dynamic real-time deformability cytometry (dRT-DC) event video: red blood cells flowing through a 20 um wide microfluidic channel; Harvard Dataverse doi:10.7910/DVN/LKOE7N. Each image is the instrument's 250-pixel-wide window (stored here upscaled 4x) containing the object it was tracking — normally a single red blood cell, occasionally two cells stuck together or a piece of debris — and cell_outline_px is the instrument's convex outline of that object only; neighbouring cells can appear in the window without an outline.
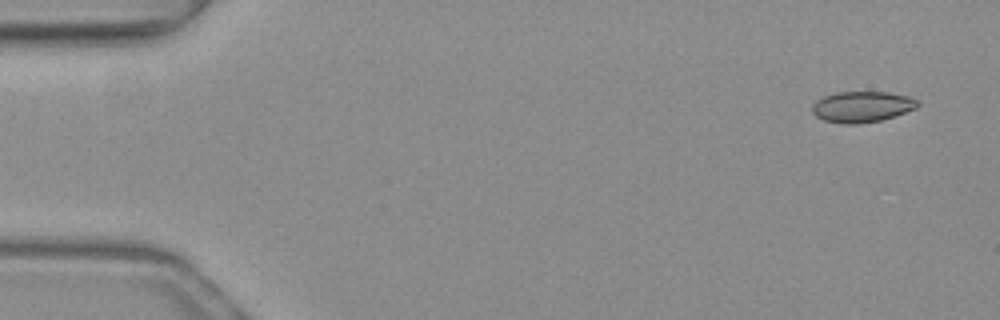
{"species": "common noctule bat (a hibernating species)", "species_latin": "Nyctalus noctula", "temperature_condition": "warm", "stored_images_in_passage": 19, "camera_frame_rate_fps": 3000, "um_per_image_px": 0.085, "animal": {"sex": "female", "body_mass_g": 19.3, "forearm_length_mm": 54.1}, "frame": {"image": 1, "passage_image": 1, "time_ms": 0.0, "image_size_px": [1000, 320], "cell_outline_px": [[920, 104], [916, 108], [880, 120], [860, 124], [840, 124], [824, 120], [816, 116], [812, 112], [812, 104], [816, 100], [824, 96], [836, 92], [888, 92], [908, 96], [916, 100]], "centroid_in_image_um": [73.23, 9.07], "position_along_channel_um": 11.8, "area_um2": 18.96}}
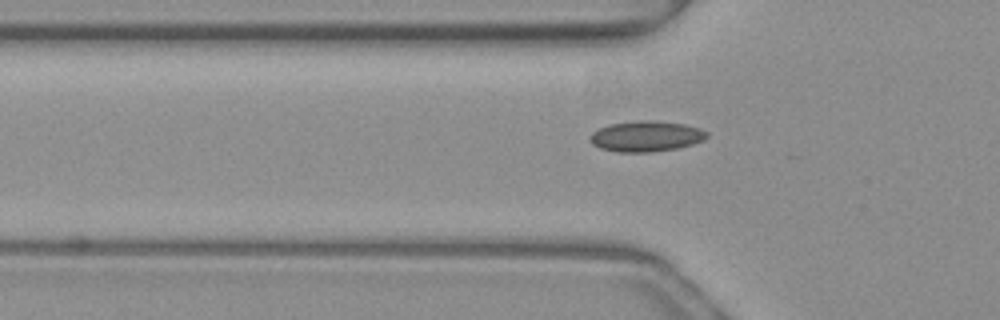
{"frame": {"image": 2, "passage_image": 15, "time_ms": 4.667, "image_size_px": [1000, 320], "cell_outline_px": [[708, 136], [704, 140], [692, 144], [676, 148], [652, 152], [616, 152], [600, 148], [592, 144], [588, 140], [588, 136], [596, 128], [608, 124], [636, 120], [656, 120], [684, 124], [700, 128], [708, 132]], "centroid_in_image_um": [54.87, 11.57], "position_along_channel_um": 70.9, "area_um2": 21.27}}
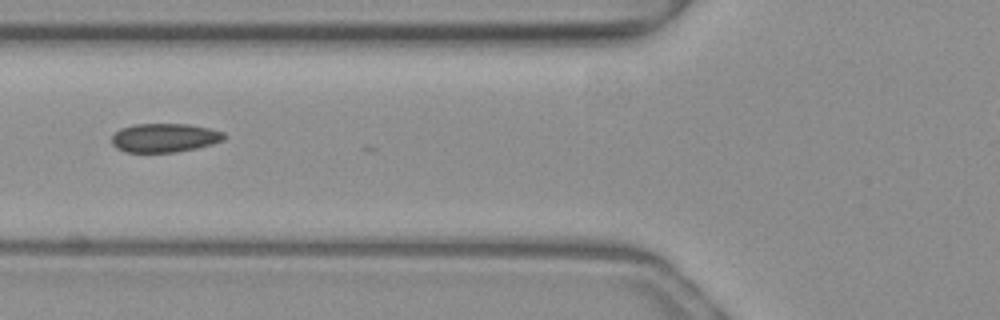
{"frame": {"image": 3, "passage_image": 18, "time_ms": 5.667, "image_size_px": [1000, 320], "cell_outline_px": [[228, 136], [224, 140], [212, 144], [196, 148], [176, 152], [124, 152], [116, 148], [112, 144], [112, 136], [120, 128], [132, 124], [188, 124], [208, 128], [224, 132]], "centroid_in_image_um": [13.99, 11.71], "position_along_channel_um": 111.8, "area_um2": 19.02}}